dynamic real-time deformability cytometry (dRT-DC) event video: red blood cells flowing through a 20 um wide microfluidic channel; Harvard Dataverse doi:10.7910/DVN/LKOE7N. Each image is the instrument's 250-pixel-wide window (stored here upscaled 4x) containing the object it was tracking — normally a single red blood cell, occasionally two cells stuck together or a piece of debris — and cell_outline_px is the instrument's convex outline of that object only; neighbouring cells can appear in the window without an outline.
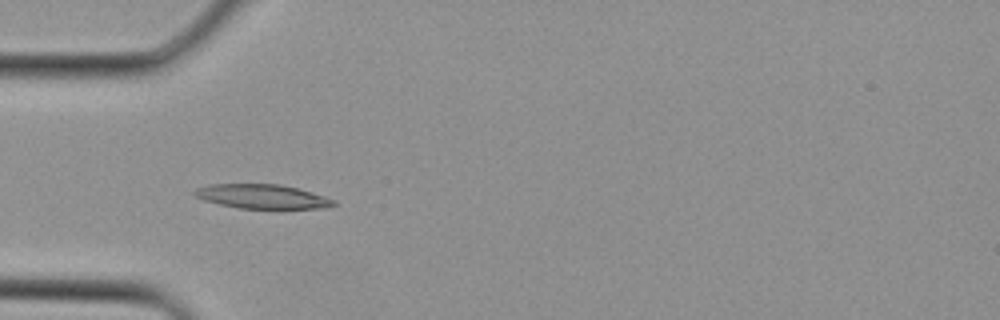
{"species": "Egyptian fruit bat (a non-hibernating species)", "species_latin": "Rousettus aegyptiacus", "temperature_condition": "cold", "stored_images_in_passage": 1, "camera_frame_rate_fps": 3000, "um_per_image_px": 0.085, "animal": {"sex": "female"}, "frame": {"image": 1, "passage_image": 1, "time_ms": 0.0, "image_size_px": [1000, 320], "cell_outline_px": [[336, 204], [324, 208], [240, 208], [220, 204], [204, 200], [196, 196], [192, 192], [196, 188], [208, 184], [280, 184], [312, 192], [336, 200]], "centroid_in_image_um": [22.28, 16.69], "position_along_channel_um": 62.7, "area_um2": 19.48}}